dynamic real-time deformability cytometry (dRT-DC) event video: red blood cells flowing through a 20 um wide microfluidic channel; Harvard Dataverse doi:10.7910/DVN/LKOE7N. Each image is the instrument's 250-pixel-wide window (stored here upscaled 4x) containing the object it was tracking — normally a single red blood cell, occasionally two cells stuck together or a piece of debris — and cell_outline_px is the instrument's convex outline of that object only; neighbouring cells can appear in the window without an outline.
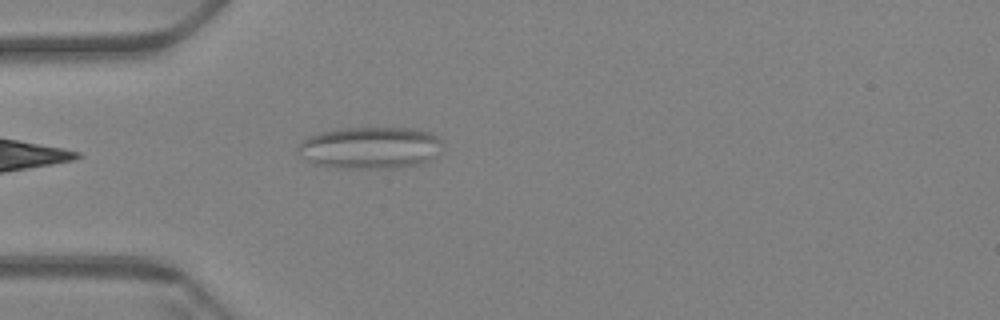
{"species": "Egyptian fruit bat (a non-hibernating species)", "species_latin": "Rousettus aegyptiacus", "temperature_condition": "warm", "stored_images_in_passage": 10, "camera_frame_rate_fps": 3000, "um_per_image_px": 0.085, "animal": {"sex": "female"}, "frame": {"image": 1, "passage_image": 2, "time_ms": 0.333, "image_size_px": [1000, 320], "cell_outline_px": [[440, 140], [428, 160], [424, 164], [396, 168], [336, 168], [316, 164], [300, 148], [300, 144], [304, 140], [320, 132], [344, 128], [416, 128], [432, 132]], "centroid_in_image_um": [31.51, 12.55], "position_along_channel_um": 53.5, "area_um2": 34.28}}